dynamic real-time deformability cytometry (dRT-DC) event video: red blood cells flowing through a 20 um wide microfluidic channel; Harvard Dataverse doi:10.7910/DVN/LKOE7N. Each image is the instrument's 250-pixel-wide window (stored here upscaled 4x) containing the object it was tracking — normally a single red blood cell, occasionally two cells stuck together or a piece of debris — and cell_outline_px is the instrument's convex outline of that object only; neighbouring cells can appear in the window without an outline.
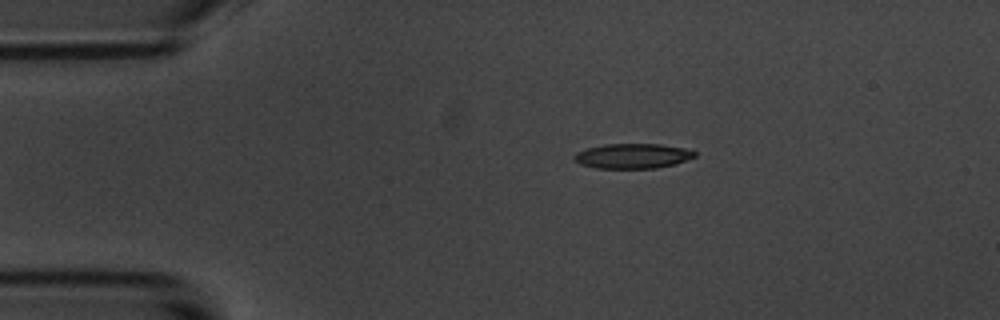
{"species": "common noctule bat (a hibernating species)", "species_latin": "Nyctalus noctula", "temperature_condition": "room temperature", "stored_images_in_passage": 46, "camera_frame_rate_fps": 3000, "um_per_image_px": 0.085, "animal": {"sex": "male", "body_mass_g": 20.1, "forearm_length_mm": 53.5}, "frame": {"image": 1, "passage_image": 1, "time_ms": 0.0, "image_size_px": [1000, 320], "cell_outline_px": [[696, 156], [676, 164], [656, 168], [596, 168], [580, 164], [572, 160], [572, 156], [576, 152], [588, 148], [604, 144], [660, 144], [684, 148], [696, 152]], "centroid_in_image_um": [53.74, 13.26], "position_along_channel_um": 31.3, "area_um2": 17.57}}
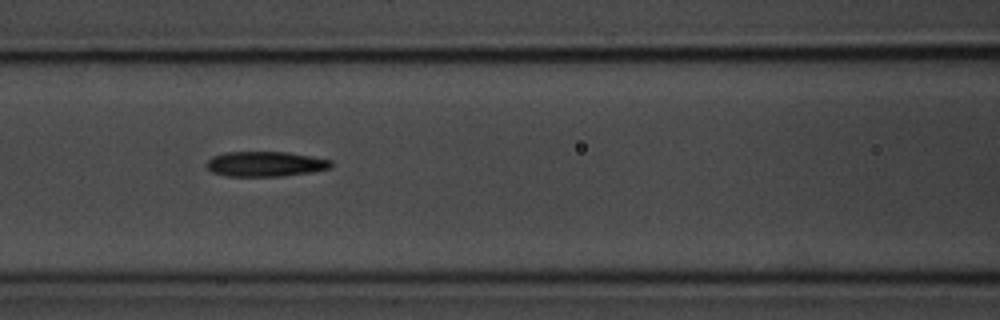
{"frame": {"image": 2, "passage_image": 14, "time_ms": 4.333, "image_size_px": [1000, 320], "cell_outline_px": [[332, 168], [312, 172], [284, 176], [228, 176], [212, 172], [204, 164], [212, 156], [224, 152], [288, 152], [312, 156], [332, 160]], "centroid_in_image_um": [22.57, 13.93], "position_along_channel_um": 144.0, "area_um2": 18.38}}
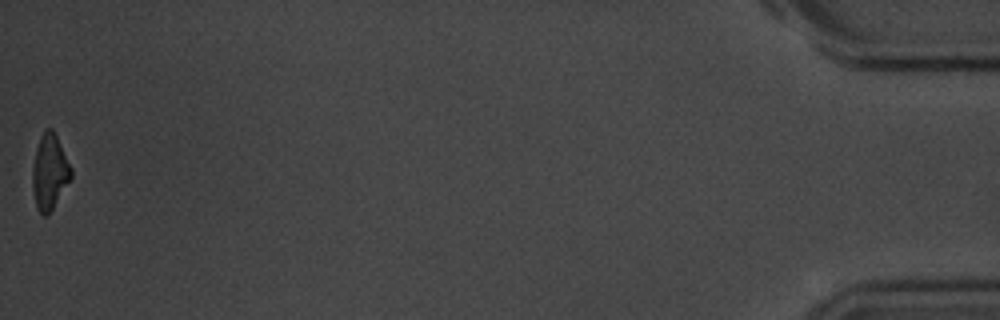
{"frame": {"image": 3, "passage_image": 46, "time_ms": 15.0, "image_size_px": [1000, 320], "cell_outline_px": [[72, 176], [48, 216], [44, 216], [36, 208], [32, 188], [32, 168], [36, 148], [40, 136], [44, 128], [52, 128], [72, 168]], "centroid_in_image_um": [4.2, 14.62], "position_along_channel_um": 431.0, "area_um2": 16.94}, "authors_computed_cell_mechanics": {"area_um2": 18.207, "velocity_mm_per_s": 3.6178, "shape_relaxation_time_tau1_ms": 3.882, "shape_relaxation_time_tau2_ms": 6.2682, "deformation_change_tau1": 0.1729, "deformation_change_tau2": 0.1918}}